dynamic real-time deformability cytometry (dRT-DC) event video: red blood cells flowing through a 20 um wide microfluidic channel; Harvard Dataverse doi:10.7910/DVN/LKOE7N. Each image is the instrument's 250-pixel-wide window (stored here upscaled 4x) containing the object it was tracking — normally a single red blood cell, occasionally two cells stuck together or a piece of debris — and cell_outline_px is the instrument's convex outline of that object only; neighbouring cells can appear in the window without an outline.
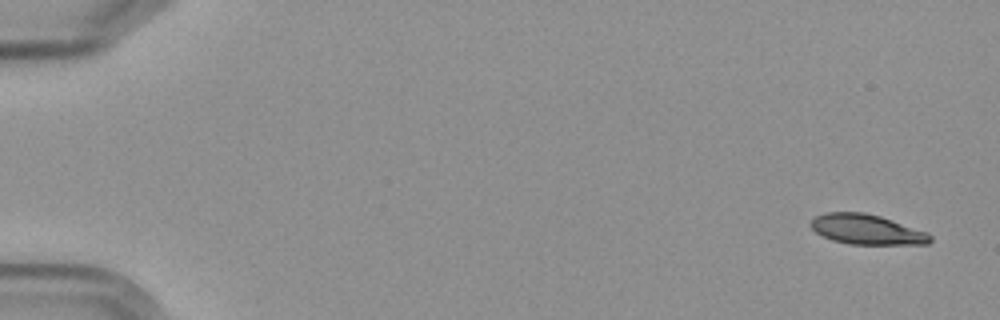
{"species": "Egyptian fruit bat (a non-hibernating species)", "species_latin": "Rousettus aegyptiacus", "temperature_condition": "cold", "stored_images_in_passage": 6, "camera_frame_rate_fps": 3000, "um_per_image_px": 0.085, "frame": {"image": 1, "passage_image": 1, "time_ms": 0.0, "image_size_px": [1000, 320], "cell_outline_px": [[932, 240], [928, 244], [848, 244], [832, 240], [816, 232], [808, 224], [816, 216], [824, 212], [864, 212], [880, 216], [928, 232], [932, 236]], "centroid_in_image_um": [73.67, 19.5], "position_along_channel_um": 11.3, "area_um2": 20.92}}